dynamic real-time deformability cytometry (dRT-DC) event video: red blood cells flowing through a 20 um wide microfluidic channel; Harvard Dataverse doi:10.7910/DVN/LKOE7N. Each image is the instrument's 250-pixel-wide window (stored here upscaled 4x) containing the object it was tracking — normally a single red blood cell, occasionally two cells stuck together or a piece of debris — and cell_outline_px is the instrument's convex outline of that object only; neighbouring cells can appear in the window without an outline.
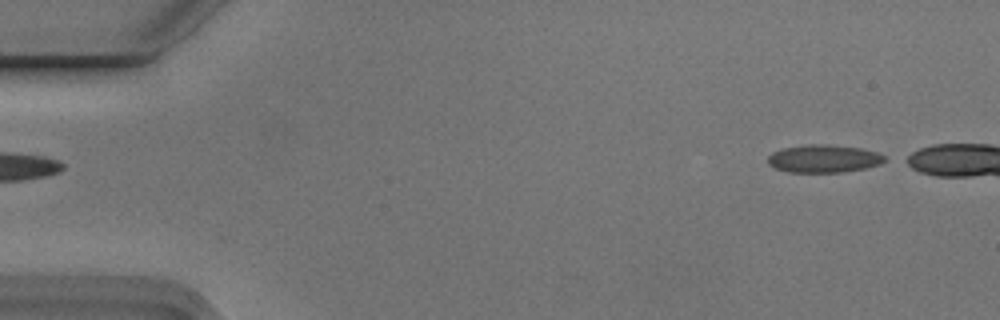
{"species": "Egyptian fruit bat (a non-hibernating species)", "species_latin": "Rousettus aegyptiacus", "temperature_condition": "cold", "stored_images_in_passage": 6, "segment_of_instrument_passage": [2, 2], "camera_frame_rate_fps": 3000, "um_per_image_px": 0.085, "animal": {"sex": "male"}, "frame": {"image": 1, "passage_image": 6, "time_ms": 1.667, "image_size_px": [1000, 320], "cell_outline_px": [[884, 160], [880, 164], [864, 168], [840, 172], [788, 172], [776, 168], [768, 164], [768, 156], [772, 152], [780, 148], [808, 144], [828, 144], [860, 148], [876, 152], [884, 156]], "centroid_in_image_um": [69.96, 13.47], "position_along_channel_um": 15.0, "area_um2": 18.84}}